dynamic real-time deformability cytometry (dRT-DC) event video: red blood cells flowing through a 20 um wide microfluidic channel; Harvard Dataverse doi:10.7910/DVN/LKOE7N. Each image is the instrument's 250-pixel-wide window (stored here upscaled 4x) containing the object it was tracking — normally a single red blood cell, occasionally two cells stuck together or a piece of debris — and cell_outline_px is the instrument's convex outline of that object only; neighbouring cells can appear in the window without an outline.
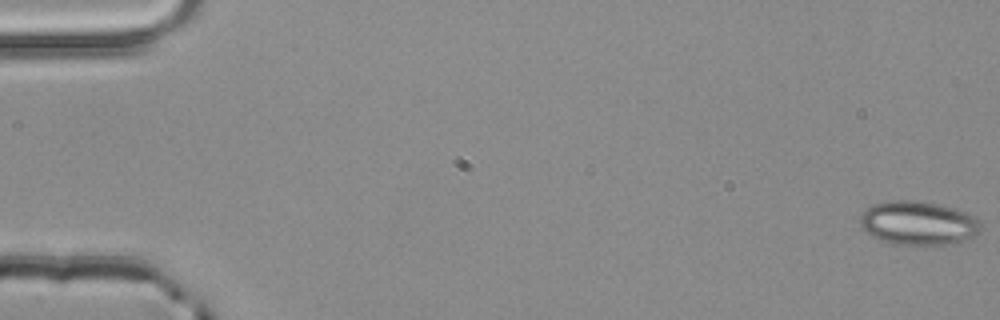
{"species": "common noctule bat (a hibernating species)", "species_latin": "Nyctalus noctula", "temperature_condition": "room temperature", "stored_images_in_passage": 6, "segment_of_instrument_passage": [2, 2], "camera_frame_rate_fps": 3000, "um_per_image_px": 0.085, "animal": {"sex": "male", "body_mass_g": 20.4}, "frame": {"image": 1, "passage_image": 6, "time_ms": 1.667, "image_size_px": [1000, 320], "cell_outline_px": [[980, 232], [964, 240], [944, 244], [892, 244], [872, 236], [860, 224], [860, 216], [872, 204], [884, 200], [912, 200], [936, 204], [952, 208], [964, 212], [972, 216], [980, 224]], "centroid_in_image_um": [78.0, 18.95], "position_along_channel_um": 7.0, "area_um2": 30.23}}